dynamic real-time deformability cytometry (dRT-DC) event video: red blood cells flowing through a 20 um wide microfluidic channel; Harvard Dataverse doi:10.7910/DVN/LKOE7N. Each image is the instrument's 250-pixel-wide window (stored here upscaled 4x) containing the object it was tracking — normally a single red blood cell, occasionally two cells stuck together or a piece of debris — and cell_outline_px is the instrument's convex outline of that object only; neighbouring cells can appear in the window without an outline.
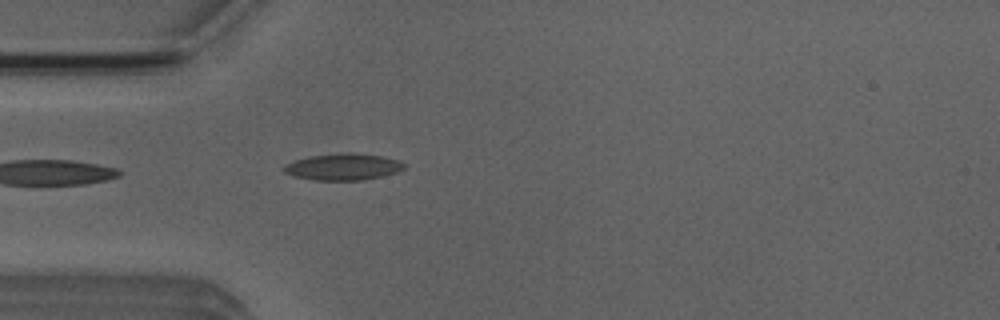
{"species": "Egyptian fruit bat (a non-hibernating species)", "species_latin": "Rousettus aegyptiacus", "temperature_condition": "room temperature", "stored_images_in_passage": 4, "camera_frame_rate_fps": 3000, "um_per_image_px": 0.085, "animal": {"sex": "male"}, "frame": {"image": 1, "passage_image": 4, "time_ms": 3.333, "image_size_px": [1000, 320], "cell_outline_px": [[404, 168], [396, 172], [364, 180], [316, 180], [296, 176], [284, 172], [284, 168], [288, 164], [296, 160], [312, 156], [340, 152], [352, 152], [380, 156], [396, 160], [404, 164]], "centroid_in_image_um": [29.18, 14.17], "position_along_channel_um": 55.8, "area_um2": 18.21}}